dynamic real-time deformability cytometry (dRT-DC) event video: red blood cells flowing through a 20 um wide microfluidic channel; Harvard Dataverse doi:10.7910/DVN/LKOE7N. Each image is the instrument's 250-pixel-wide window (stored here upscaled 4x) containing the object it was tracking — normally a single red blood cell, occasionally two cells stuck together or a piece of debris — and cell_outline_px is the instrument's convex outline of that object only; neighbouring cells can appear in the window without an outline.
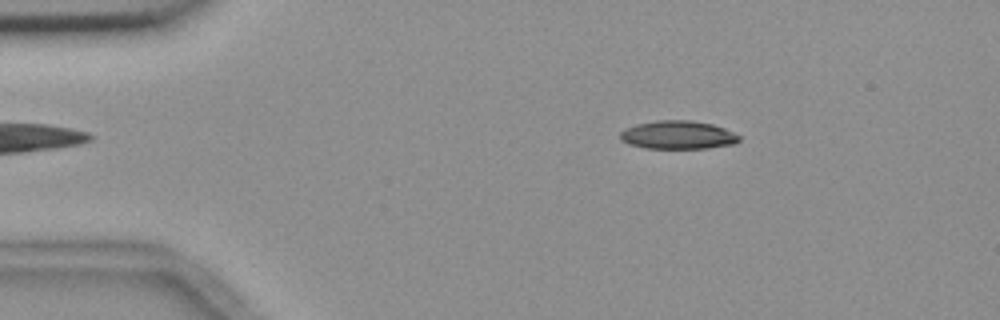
{"species": "common noctule bat (a hibernating species)", "species_latin": "Nyctalus noctula", "temperature_condition": "room temperature", "stored_images_in_passage": 55, "camera_frame_rate_fps": 3000, "um_per_image_px": 0.085, "animal": {"sex": "female", "body_mass_g": 18.4}, "frame": {"image": 1, "passage_image": 9, "time_ms": 2.667, "image_size_px": [1000, 320], "cell_outline_px": [[740, 140], [736, 144], [708, 148], [644, 148], [628, 144], [620, 140], [620, 132], [624, 128], [636, 124], [656, 120], [692, 120], [712, 124], [724, 128], [740, 136]], "centroid_in_image_um": [57.61, 11.47], "position_along_channel_um": 27.4, "area_um2": 19.83}}
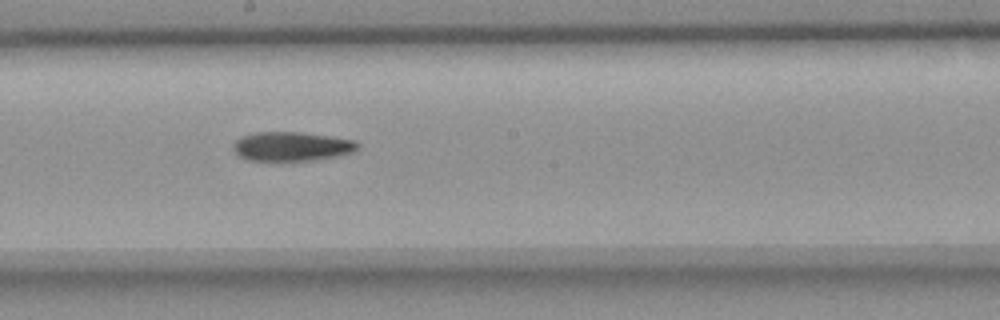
{"frame": {"image": 2, "passage_image": 30, "time_ms": 9.667, "image_size_px": [1000, 320], "cell_outline_px": [[360, 148], [356, 152], [340, 156], [312, 160], [248, 160], [240, 156], [232, 148], [232, 144], [240, 136], [256, 132], [300, 132], [356, 140], [360, 144]], "centroid_in_image_um": [24.84, 12.44], "position_along_channel_um": 223.4, "area_um2": 21.33}}
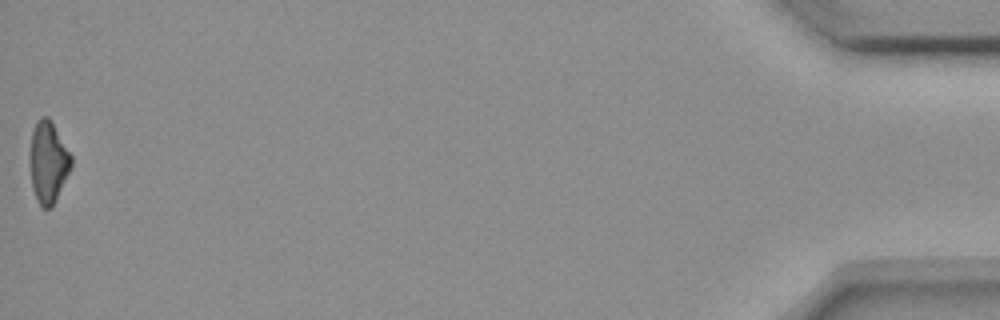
{"frame": {"image": 3, "passage_image": 55, "time_ms": 18.0, "image_size_px": [1000, 320], "cell_outline_px": [[72, 168], [52, 208], [40, 208], [36, 200], [32, 188], [32, 132], [36, 120], [40, 116], [48, 116], [72, 156]], "centroid_in_image_um": [4.14, 13.82], "position_along_channel_um": 431.1, "area_um2": 19.36}, "authors_computed_cell_mechanics": {"area_um2": 20.6346, "velocity_mm_per_s": 3.6824, "shape_relaxation_time_tau1_ms": 10.1006, "shape_relaxation_time_tau2_ms": null, "deformation_change_tau1": 0.2313, "deformation_change_tau2": null}}